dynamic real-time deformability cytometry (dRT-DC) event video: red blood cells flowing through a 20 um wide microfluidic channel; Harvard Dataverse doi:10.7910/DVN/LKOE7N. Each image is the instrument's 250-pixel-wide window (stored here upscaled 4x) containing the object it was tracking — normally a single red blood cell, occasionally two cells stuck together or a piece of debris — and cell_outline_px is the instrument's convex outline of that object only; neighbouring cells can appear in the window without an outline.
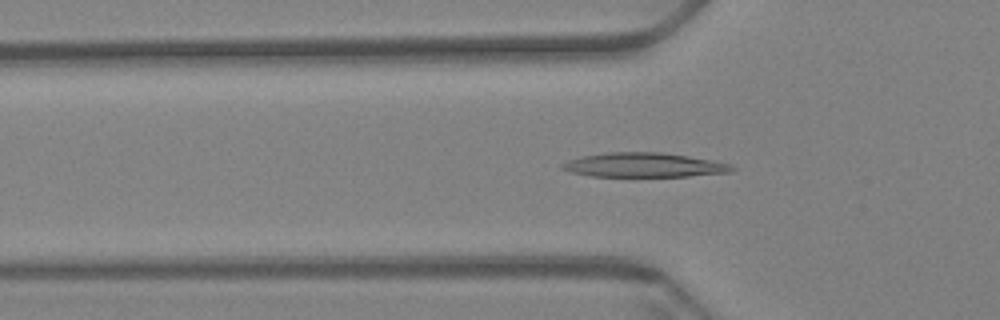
{"species": "Egyptian fruit bat (a non-hibernating species)", "species_latin": "Rousettus aegyptiacus", "temperature_condition": "warm", "stored_images_in_passage": 52, "camera_frame_rate_fps": 3000, "um_per_image_px": 0.085, "animal": {"sex": "female"}, "frame": {"image": 1, "passage_image": 20, "time_ms": 6.333, "image_size_px": [1000, 320], "cell_outline_px": [[736, 168], [732, 172], [688, 176], [592, 176], [572, 172], [560, 168], [560, 164], [568, 160], [580, 156], [604, 152], [660, 152], [732, 164]], "centroid_in_image_um": [54.69, 14.02], "position_along_channel_um": 71.1, "area_um2": 23.93}}
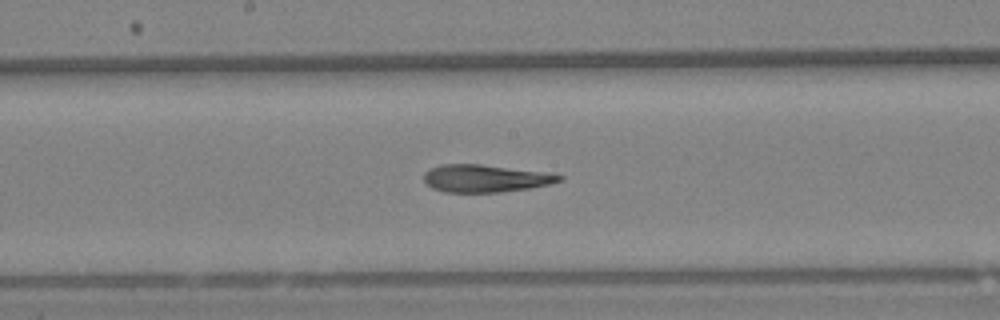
{"frame": {"image": 2, "passage_image": 32, "time_ms": 10.333, "image_size_px": [1000, 320], "cell_outline_px": [[564, 180], [532, 188], [500, 192], [444, 192], [432, 188], [424, 180], [424, 172], [440, 164], [480, 164], [540, 172], [564, 176]], "centroid_in_image_um": [41.22, 15.17], "position_along_channel_um": 207.0, "area_um2": 21.44}}
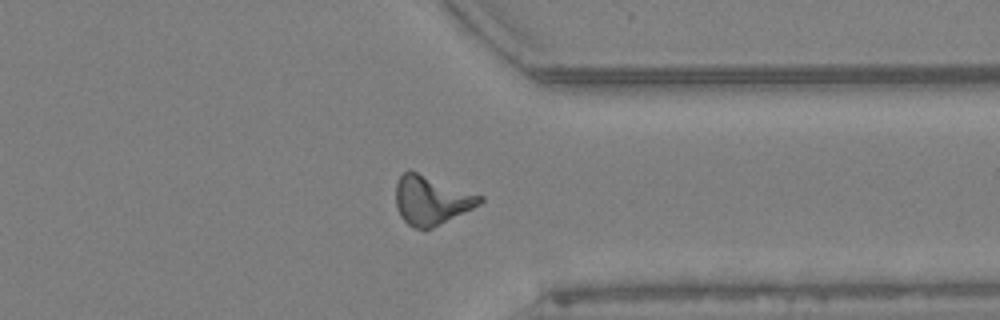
{"frame": {"image": 3, "passage_image": 47, "time_ms": 15.333, "image_size_px": [1000, 320], "cell_outline_px": [[484, 200], [480, 204], [432, 228], [416, 228], [408, 224], [400, 216], [396, 208], [396, 184], [400, 176], [408, 168], [484, 196]], "centroid_in_image_um": [36.65, 16.99], "position_along_channel_um": 374.8, "area_um2": 23.93}, "authors_computed_cell_mechanics": {"area_um2": 22.6287, "velocity_mm_per_s": 3.4017, "shape_relaxation_time_tau1_ms": null, "shape_relaxation_time_tau2_ms": 4.4495, "deformation_change_tau1": null, "deformation_change_tau2": 0.1426}}